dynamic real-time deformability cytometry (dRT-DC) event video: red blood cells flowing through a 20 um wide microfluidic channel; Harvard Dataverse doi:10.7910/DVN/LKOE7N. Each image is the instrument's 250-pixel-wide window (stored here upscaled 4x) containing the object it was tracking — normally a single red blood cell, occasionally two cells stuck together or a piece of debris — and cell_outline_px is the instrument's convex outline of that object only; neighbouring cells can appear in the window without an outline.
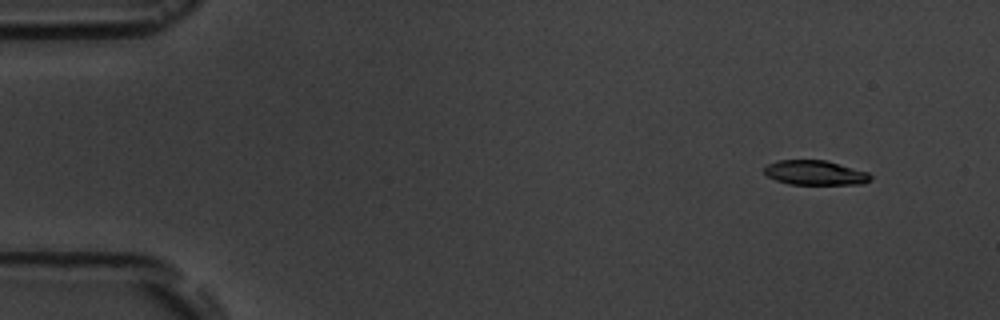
{"species": "common noctule bat (a hibernating species)", "species_latin": "Nyctalus noctula", "temperature_condition": "room temperature", "stored_images_in_passage": 5, "camera_frame_rate_fps": 3000, "um_per_image_px": 0.085, "animal": {"sex": "male", "body_mass_g": 19.5, "forearm_length_mm": 54.6}, "frame": {"image": 1, "passage_image": 2, "time_ms": 1.333, "image_size_px": [1000, 320], "cell_outline_px": [[872, 180], [864, 184], [788, 184], [776, 180], [768, 176], [764, 172], [764, 168], [768, 164], [780, 160], [824, 160], [868, 172], [872, 176]], "centroid_in_image_um": [69.31, 14.69], "position_along_channel_um": 15.7, "area_um2": 15.14}}
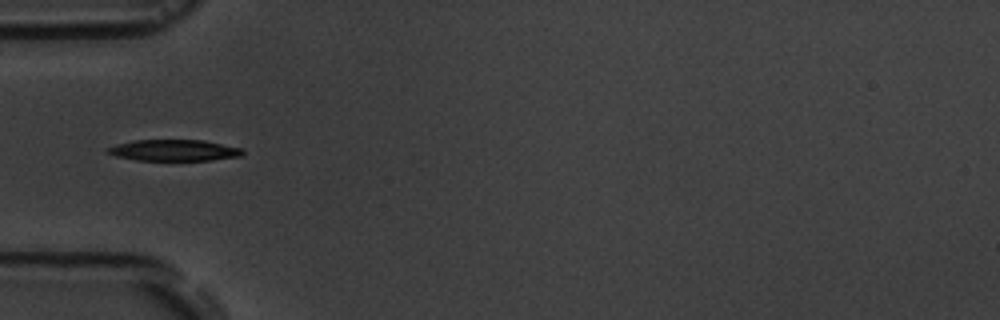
{"frame": {"image": 2, "passage_image": 5, "time_ms": 5.667, "image_size_px": [1000, 320], "cell_outline_px": [[244, 152], [240, 156], [212, 160], [136, 160], [116, 156], [108, 152], [108, 148], [116, 144], [136, 140], [204, 140], [244, 148]], "centroid_in_image_um": [14.85, 12.77], "position_along_channel_um": 70.1, "area_um2": 16.65}}